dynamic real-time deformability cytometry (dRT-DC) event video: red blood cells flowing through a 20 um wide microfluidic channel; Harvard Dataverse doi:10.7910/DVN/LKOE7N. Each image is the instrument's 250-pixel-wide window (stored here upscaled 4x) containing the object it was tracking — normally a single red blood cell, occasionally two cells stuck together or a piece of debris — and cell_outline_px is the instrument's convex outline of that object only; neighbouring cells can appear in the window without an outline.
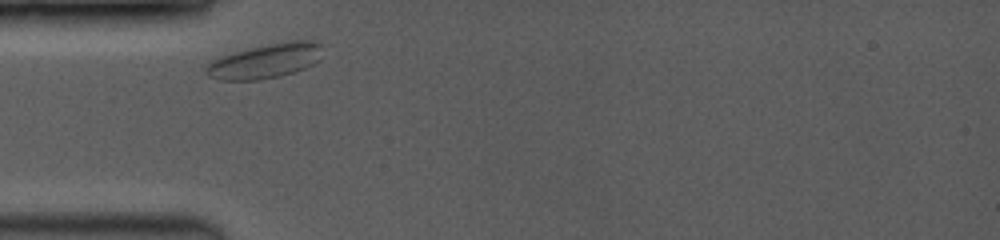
{"species": "common noctule bat (a hibernating species)", "species_latin": "Nyctalus noctula", "temperature_condition": "room temperature", "stored_images_in_passage": 32, "camera_frame_rate_fps": 3500, "um_per_image_px": 0.085, "animal": {"sex": "female", "body_mass_g": 19.0, "forearm_length_mm": 53.3}, "frame": {"image": 1, "passage_image": 1, "time_ms": 0.0, "image_size_px": [1000, 240], "cell_outline_px": [[320, 60], [304, 68], [280, 76], [260, 80], [220, 80], [208, 76], [204, 72], [204, 64], [212, 60], [236, 52], [268, 44], [292, 40], [312, 40], [320, 44]], "centroid_in_image_um": [22.51, 5.2], "position_along_channel_um": 62.5, "area_um2": 23.29}}
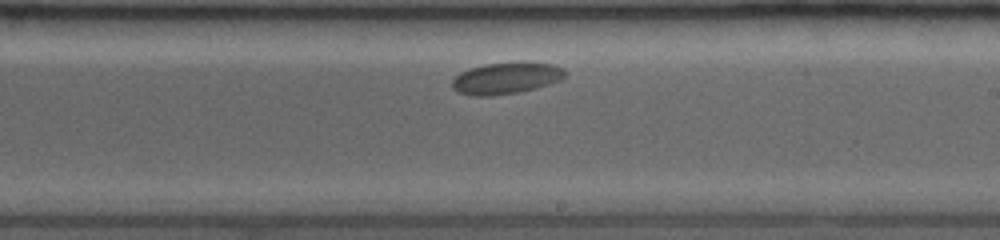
{"frame": {"image": 2, "passage_image": 18, "time_ms": 5.143, "image_size_px": [1000, 240], "cell_outline_px": [[564, 76], [560, 80], [536, 88], [520, 92], [492, 96], [472, 96], [460, 92], [452, 88], [452, 80], [460, 72], [484, 64], [524, 60], [552, 64], [564, 68]], "centroid_in_image_um": [43.03, 6.62], "position_along_channel_um": 246.0, "area_um2": 21.1}}
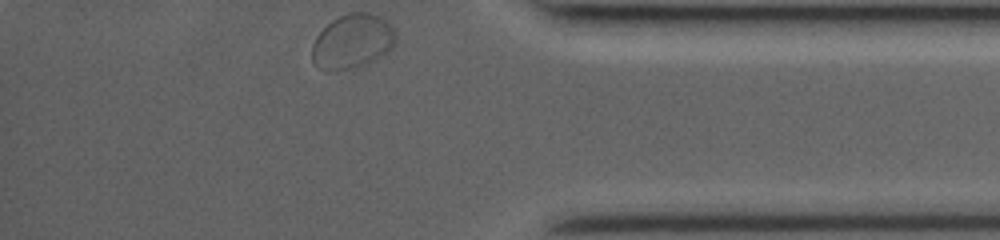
{"frame": {"image": 3, "passage_image": 32, "time_ms": 9.714, "image_size_px": [1000, 240], "cell_outline_px": [[396, 44], [388, 52], [368, 64], [328, 72], [312, 60], [312, 44], [316, 36], [332, 20], [348, 12], [368, 12], [380, 16], [392, 24], [396, 36]], "centroid_in_image_um": [30.0, 3.5], "position_along_channel_um": 405.2, "area_um2": 26.65}, "authors_computed_cell_mechanics": {"area_um2": 21.0392, "velocity_mm_per_s": 3.6228, "shape_relaxation_time_tau1_ms": 0.9293, "shape_relaxation_time_tau2_ms": null, "deformation_change_tau1": 0.0305, "deformation_change_tau2": null}}